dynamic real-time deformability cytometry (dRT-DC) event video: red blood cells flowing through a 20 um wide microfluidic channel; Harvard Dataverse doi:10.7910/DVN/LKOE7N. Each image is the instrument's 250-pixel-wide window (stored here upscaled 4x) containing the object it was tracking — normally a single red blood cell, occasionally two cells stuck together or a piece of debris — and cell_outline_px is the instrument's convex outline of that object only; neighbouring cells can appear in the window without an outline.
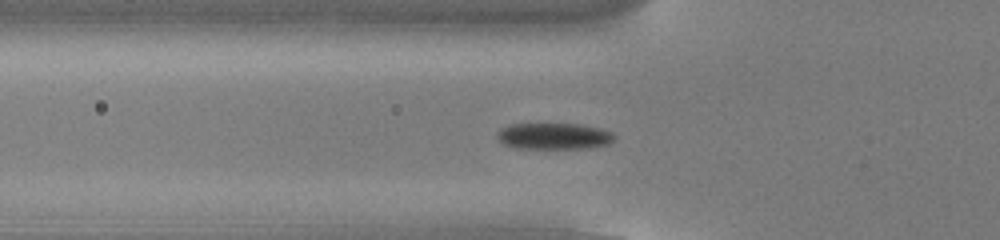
{"species": "common noctule bat (a hibernating species)", "species_latin": "Nyctalus noctula", "temperature_condition": "cold", "stored_images_in_passage": 43, "camera_frame_rate_fps": 3000, "um_per_image_px": 0.085, "animal": {"sex": "male", "body_mass_g": 13.0, "forearm_length_mm": 53.1}, "frame": {"image": 1, "passage_image": 8, "time_ms": 2.333, "image_size_px": [1000, 240], "cell_outline_px": [[616, 140], [608, 144], [588, 148], [516, 148], [504, 144], [496, 136], [496, 132], [500, 128], [508, 124], [580, 124], [600, 128], [612, 132], [616, 136]], "centroid_in_image_um": [47.09, 11.56], "position_along_channel_um": 78.7, "area_um2": 18.15}}
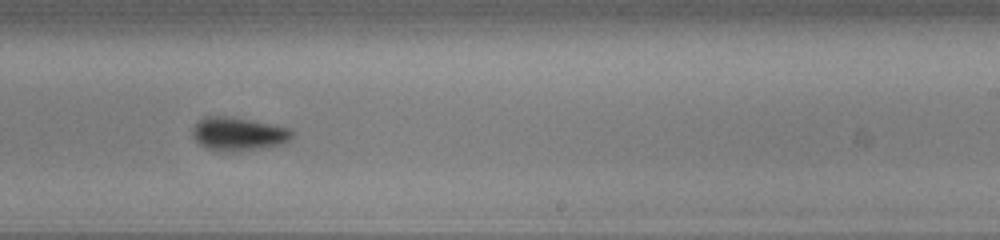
{"frame": {"image": 2, "passage_image": 23, "time_ms": 7.333, "image_size_px": [1000, 240], "cell_outline_px": [[292, 140], [280, 144], [232, 152], [220, 152], [204, 148], [196, 140], [192, 132], [192, 128], [204, 116], [224, 116], [248, 120], [292, 128]], "centroid_in_image_um": [20.24, 11.39], "position_along_channel_um": 268.8, "area_um2": 19.19}}
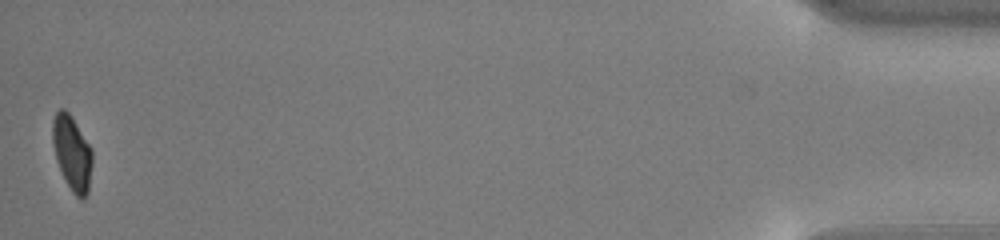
{"frame": {"image": 3, "passage_image": 43, "time_ms": 14.0, "image_size_px": [1000, 240], "cell_outline_px": [[92, 164], [88, 192], [84, 200], [80, 200], [72, 192], [56, 160], [52, 140], [52, 120], [56, 112], [60, 108], [64, 108], [72, 116], [92, 148]], "centroid_in_image_um": [6.13, 12.98], "position_along_channel_um": 429.1, "area_um2": 17.4}, "authors_computed_cell_mechanics": {"area_um2": 18.8428, "velocity_mm_per_s": 3.7987, "shape_relaxation_time_tau1_ms": 2.7756, "shape_relaxation_time_tau2_ms": null, "deformation_change_tau1": 0.1364, "deformation_change_tau2": null}}